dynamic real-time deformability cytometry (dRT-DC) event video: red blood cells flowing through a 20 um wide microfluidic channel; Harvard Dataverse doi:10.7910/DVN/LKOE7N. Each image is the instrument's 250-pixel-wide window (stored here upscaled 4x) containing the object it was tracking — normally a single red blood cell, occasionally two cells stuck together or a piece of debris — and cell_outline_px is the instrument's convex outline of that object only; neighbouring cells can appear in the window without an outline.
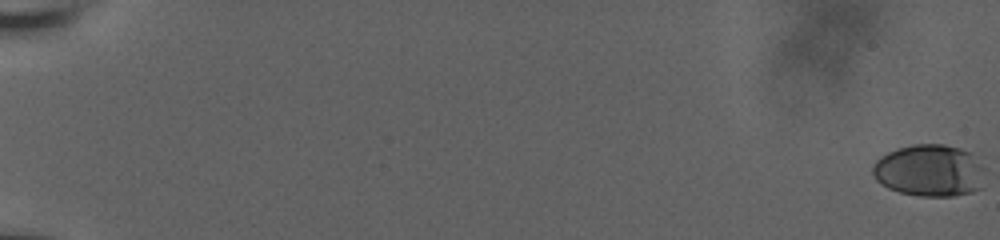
{"species": "human", "species_latin": "Homo sapiens", "temperature_condition": "room temperature", "stored_images_in_passage": 61, "camera_frame_rate_fps": 3000, "um_per_image_px": 0.085, "donor": {"sex": "male"}, "frame": {"image": 1, "passage_image": 1, "time_ms": 0.0, "image_size_px": [1000, 240], "cell_outline_px": [[976, 188], [968, 192], [952, 196], [924, 196], [900, 192], [888, 188], [876, 180], [872, 172], [872, 168], [876, 160], [888, 152], [900, 148], [916, 144], [940, 144], [956, 148], [968, 152]], "centroid_in_image_um": [78.71, 14.5], "position_along_channel_um": 6.3, "area_um2": 31.39}}
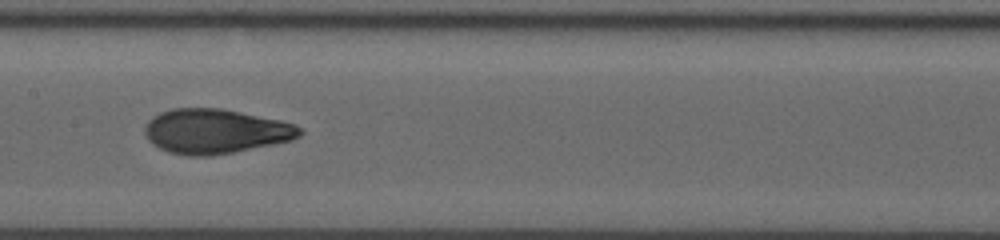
{"frame": {"image": 2, "passage_image": 35, "time_ms": 11.333, "image_size_px": [1000, 240], "cell_outline_px": [[304, 132], [288, 140], [232, 152], [204, 156], [192, 156], [172, 152], [160, 148], [148, 140], [144, 132], [144, 128], [148, 120], [160, 112], [176, 108], [220, 108], [280, 120], [292, 124], [300, 128]], "centroid_in_image_um": [18.25, 11.14], "position_along_channel_um": 189.2, "area_um2": 39.42}}
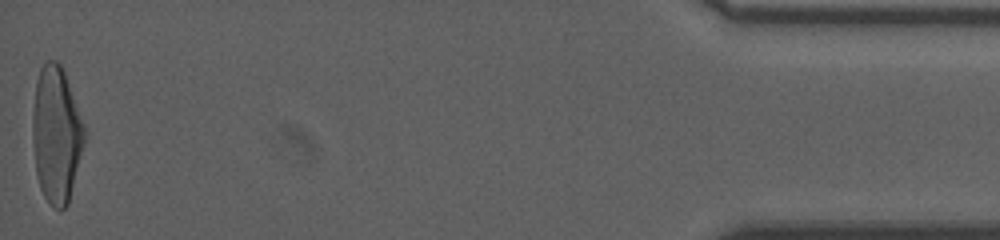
{"frame": {"image": 3, "passage_image": 61, "time_ms": 20.0, "image_size_px": [1000, 240], "cell_outline_px": [[84, 144], [68, 204], [64, 208], [56, 208], [44, 196], [40, 188], [36, 172], [32, 140], [32, 120], [36, 84], [40, 68], [48, 60], [56, 60], [60, 64], [64, 72], [84, 128]], "centroid_in_image_um": [4.76, 11.45], "position_along_channel_um": 430.4, "area_um2": 40.34}, "authors_computed_cell_mechanics": {"area_um2": 38.2058, "velocity_mm_per_s": 3.7571, "shape_relaxation_time_tau1_ms": 5.8083, "shape_relaxation_time_tau2_ms": 0.9355, "deformation_change_tau1": 0.2341, "deformation_change_tau2": 0.0692}}